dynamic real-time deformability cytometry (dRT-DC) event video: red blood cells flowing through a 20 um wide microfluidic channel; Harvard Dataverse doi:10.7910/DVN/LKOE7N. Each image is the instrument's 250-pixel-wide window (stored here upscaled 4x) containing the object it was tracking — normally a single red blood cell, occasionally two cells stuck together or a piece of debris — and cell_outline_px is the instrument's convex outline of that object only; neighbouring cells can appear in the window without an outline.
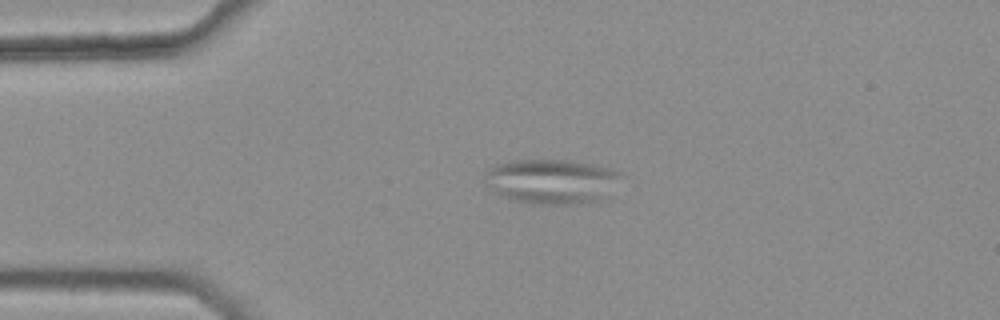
{"species": "common noctule bat (a hibernating species)", "species_latin": "Nyctalus noctula", "temperature_condition": "warm", "stored_images_in_passage": 3, "camera_frame_rate_fps": 3000, "um_per_image_px": 0.085, "animal": {"sex": "female", "body_mass_g": 25.1}, "frame": {"image": 1, "passage_image": 1, "time_ms": 0.0, "image_size_px": [1000, 320], "cell_outline_px": [[624, 176], [612, 200], [588, 204], [532, 204], [508, 200], [492, 192], [484, 184], [484, 176], [488, 168], [496, 164], [508, 160], [572, 160], [596, 164], [620, 172]], "centroid_in_image_um": [46.99, 15.45], "position_along_channel_um": 38.0, "area_um2": 37.57}}